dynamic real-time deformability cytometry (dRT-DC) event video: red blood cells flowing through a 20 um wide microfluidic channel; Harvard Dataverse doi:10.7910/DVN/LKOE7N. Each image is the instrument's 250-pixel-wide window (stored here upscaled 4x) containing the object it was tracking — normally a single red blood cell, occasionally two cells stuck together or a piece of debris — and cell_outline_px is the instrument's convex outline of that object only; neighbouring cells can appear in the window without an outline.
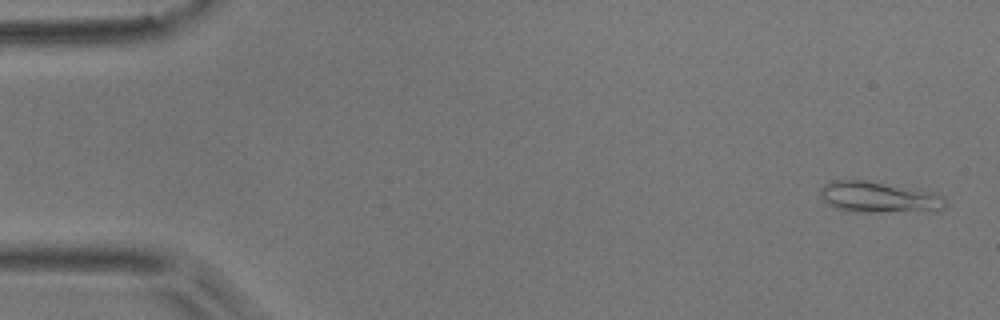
{"species": "common noctule bat (a hibernating species)", "species_latin": "Nyctalus noctula", "temperature_condition": "room temperature", "stored_images_in_passage": 4, "camera_frame_rate_fps": 3000, "um_per_image_px": 0.085, "animal": {"sex": "male", "body_mass_g": 17.9}, "frame": {"image": 1, "passage_image": 1, "time_ms": 0.0, "image_size_px": [1000, 320], "cell_outline_px": [[948, 204], [944, 208], [884, 212], [848, 212], [836, 208], [828, 204], [820, 196], [820, 188], [824, 184], [836, 180], [864, 180], [916, 188], [932, 192], [940, 196]], "centroid_in_image_um": [74.62, 16.75], "position_along_channel_um": 10.4, "area_um2": 22.37}}